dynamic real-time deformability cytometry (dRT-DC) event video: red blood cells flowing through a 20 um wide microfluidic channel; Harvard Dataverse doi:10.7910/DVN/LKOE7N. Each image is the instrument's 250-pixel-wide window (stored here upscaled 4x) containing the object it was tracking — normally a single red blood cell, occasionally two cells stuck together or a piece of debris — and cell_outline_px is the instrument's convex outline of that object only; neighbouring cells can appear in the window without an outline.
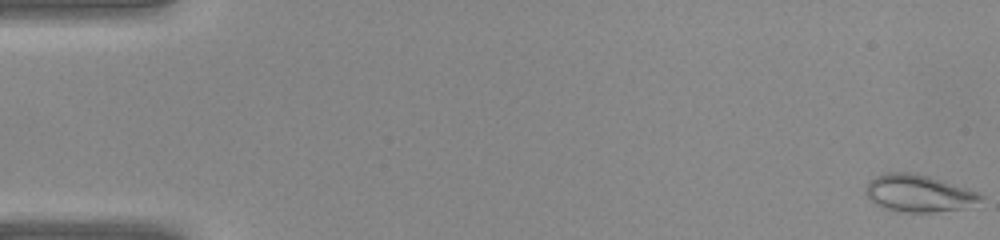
{"species": "common noctule bat (a hibernating species)", "species_latin": "Nyctalus noctula", "temperature_condition": "warm", "stored_images_in_passage": 40, "camera_frame_rate_fps": 3000, "um_per_image_px": 0.085, "animal": {"sex": "female", "body_mass_g": 22.0, "forearm_length_mm": 56.7}, "frame": {"image": 1, "passage_image": 1, "time_ms": 0.0, "image_size_px": [1000, 240], "cell_outline_px": [[984, 196], [980, 200], [964, 208], [932, 212], [900, 212], [880, 208], [864, 192], [864, 188], [868, 180], [884, 172], [912, 172], [928, 176], [980, 192]], "centroid_in_image_um": [78.03, 16.42], "position_along_channel_um": 7.0, "area_um2": 25.03}}
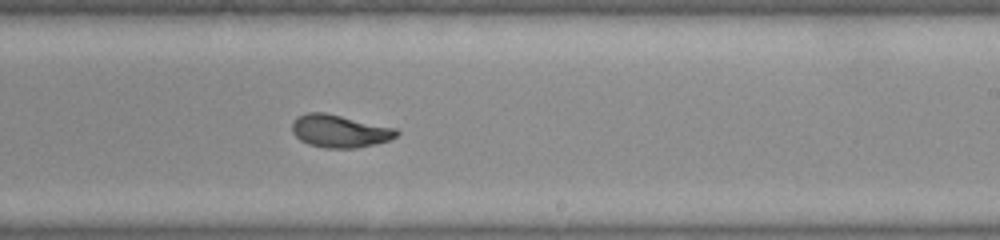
{"frame": {"image": 2, "passage_image": 25, "time_ms": 8.0, "image_size_px": [1000, 240], "cell_outline_px": [[400, 132], [396, 136], [388, 140], [356, 148], [324, 148], [308, 144], [300, 140], [292, 132], [292, 124], [296, 116], [308, 112], [324, 112], [396, 128]], "centroid_in_image_um": [28.83, 11.14], "position_along_channel_um": 260.2, "area_um2": 19.83}}
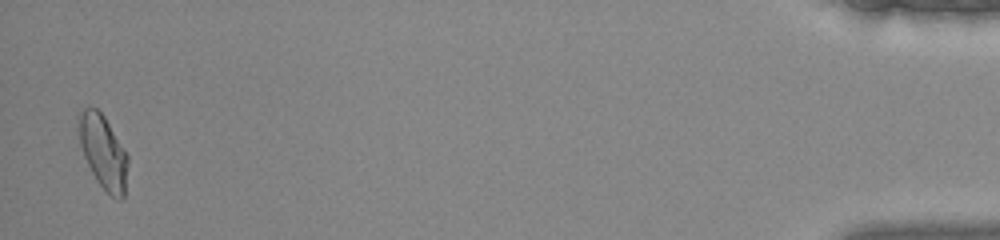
{"frame": {"image": 3, "passage_image": 40, "time_ms": 13.0, "image_size_px": [1000, 240], "cell_outline_px": [[128, 164], [124, 196], [120, 200], [116, 200], [96, 180], [84, 156], [80, 144], [80, 112], [84, 108], [96, 108], [104, 116], [128, 156]], "centroid_in_image_um": [8.8, 12.95], "position_along_channel_um": 426.4, "area_um2": 20.46}}